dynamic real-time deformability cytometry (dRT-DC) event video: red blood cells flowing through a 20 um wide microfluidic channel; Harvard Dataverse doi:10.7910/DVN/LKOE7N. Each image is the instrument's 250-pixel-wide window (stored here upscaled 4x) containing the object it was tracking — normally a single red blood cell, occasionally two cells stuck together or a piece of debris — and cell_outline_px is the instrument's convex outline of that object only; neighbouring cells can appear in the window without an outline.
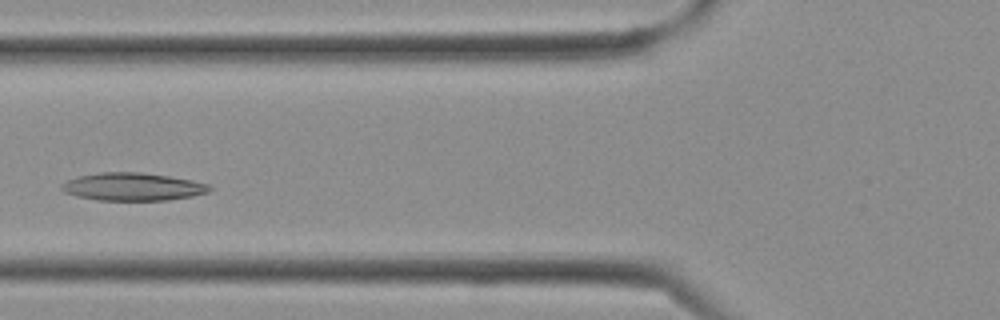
{"species": "Egyptian fruit bat (a non-hibernating species)", "species_latin": "Rousettus aegyptiacus", "temperature_condition": "cold", "stored_images_in_passage": 13, "camera_frame_rate_fps": 3000, "um_per_image_px": 0.085, "frame": {"image": 1, "passage_image": 8, "time_ms": 2.333, "image_size_px": [1000, 320], "cell_outline_px": [[212, 188], [208, 192], [192, 196], [168, 200], [96, 200], [76, 196], [64, 192], [60, 188], [60, 184], [68, 180], [80, 176], [100, 172], [140, 172], [168, 176], [192, 180], [212, 184]], "centroid_in_image_um": [11.29, 15.87], "position_along_channel_um": 114.5, "area_um2": 24.04}}
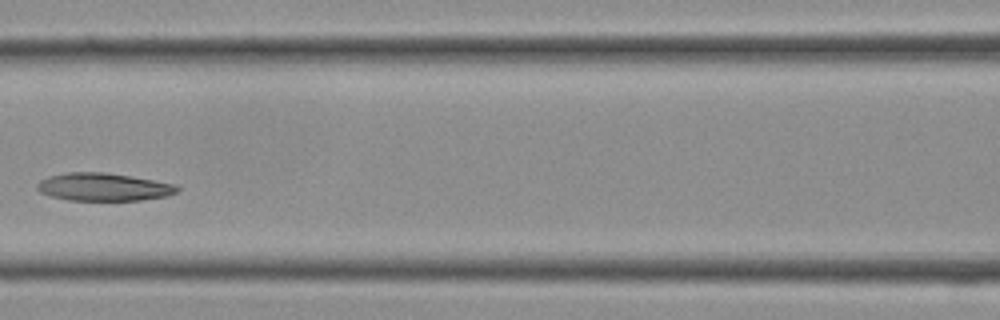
{"frame": {"image": 2, "passage_image": 10, "time_ms": 3.0, "image_size_px": [1000, 320], "cell_outline_px": [[180, 188], [176, 192], [168, 196], [140, 200], [68, 200], [52, 196], [40, 192], [36, 188], [36, 184], [40, 180], [48, 176], [68, 172], [104, 172], [176, 184]], "centroid_in_image_um": [8.78, 15.89], "position_along_channel_um": 157.8, "area_um2": 22.6}}
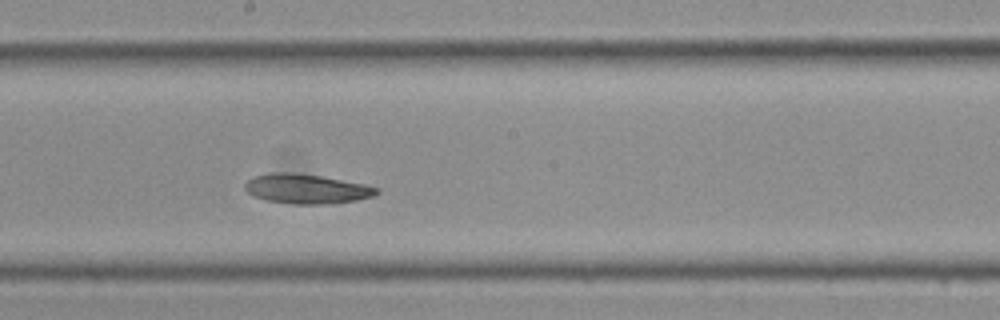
{"frame": {"image": 3, "passage_image": 13, "time_ms": 4.0, "image_size_px": [1000, 320], "cell_outline_px": [[380, 192], [372, 196], [356, 200], [328, 204], [292, 204], [268, 200], [252, 196], [244, 188], [244, 184], [252, 176], [272, 172], [292, 172], [320, 176], [364, 184], [380, 188]], "centroid_in_image_um": [26.03, 16.05], "position_along_channel_um": 222.2, "area_um2": 22.72}}